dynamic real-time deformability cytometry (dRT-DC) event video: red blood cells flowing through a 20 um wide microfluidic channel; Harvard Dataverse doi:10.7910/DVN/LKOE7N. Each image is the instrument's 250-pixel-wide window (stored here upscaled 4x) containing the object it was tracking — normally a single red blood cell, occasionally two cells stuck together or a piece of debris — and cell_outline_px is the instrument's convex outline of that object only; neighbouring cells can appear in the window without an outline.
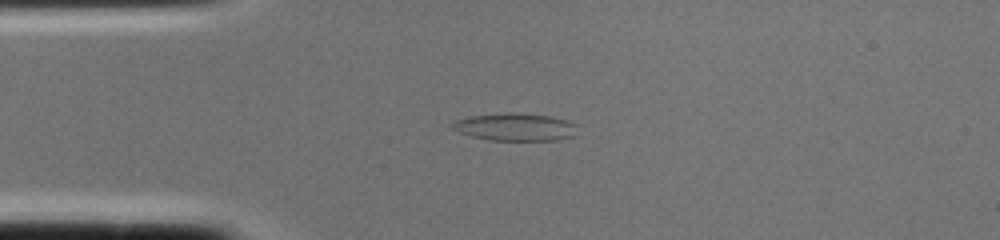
{"species": "common noctule bat (a hibernating species)", "species_latin": "Nyctalus noctula", "temperature_condition": "cold", "stored_images_in_passage": 1, "camera_frame_rate_fps": 3000, "um_per_image_px": 0.085, "animal": {"sex": "female", "body_mass_g": 22.0, "forearm_length_mm": 56.7}, "frame": {"image": 1, "passage_image": 1, "time_ms": 0.0, "image_size_px": [1000, 240], "cell_outline_px": [[576, 136], [556, 140], [488, 140], [472, 136], [460, 132], [452, 128], [452, 120], [468, 116], [512, 112], [552, 116], [576, 124]], "centroid_in_image_um": [43.79, 10.79], "position_along_channel_um": 41.2, "area_um2": 20.17}}